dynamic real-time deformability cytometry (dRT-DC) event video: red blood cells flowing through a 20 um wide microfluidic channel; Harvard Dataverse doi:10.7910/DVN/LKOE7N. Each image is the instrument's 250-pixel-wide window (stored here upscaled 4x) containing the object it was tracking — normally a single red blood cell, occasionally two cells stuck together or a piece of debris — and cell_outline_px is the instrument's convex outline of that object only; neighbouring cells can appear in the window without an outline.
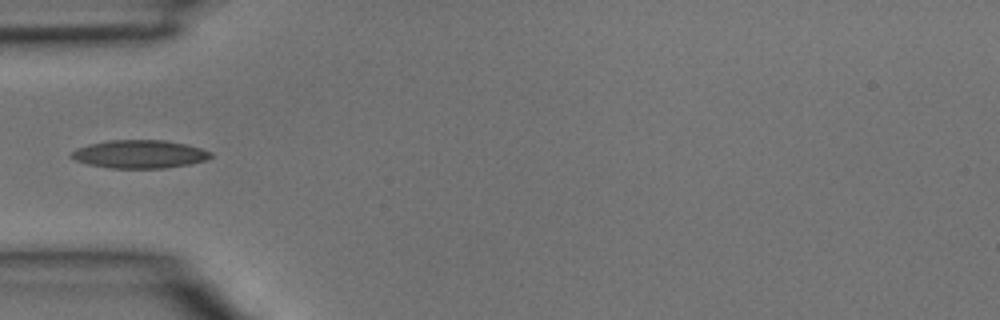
{"species": "common noctule bat (a hibernating species)", "species_latin": "Nyctalus noctula", "temperature_condition": "room temperature", "stored_images_in_passage": 3, "camera_frame_rate_fps": 3000, "um_per_image_px": 0.085, "animal": {"sex": "male", "body_mass_g": 15.6}, "frame": {"image": 1, "passage_image": 3, "time_ms": 0.667, "image_size_px": [1000, 320], "cell_outline_px": [[212, 156], [208, 160], [188, 164], [164, 168], [108, 168], [88, 164], [76, 160], [68, 156], [76, 148], [88, 144], [108, 140], [164, 140], [188, 144], [212, 152]], "centroid_in_image_um": [11.86, 13.1], "position_along_channel_um": 73.1, "area_um2": 23.0}}